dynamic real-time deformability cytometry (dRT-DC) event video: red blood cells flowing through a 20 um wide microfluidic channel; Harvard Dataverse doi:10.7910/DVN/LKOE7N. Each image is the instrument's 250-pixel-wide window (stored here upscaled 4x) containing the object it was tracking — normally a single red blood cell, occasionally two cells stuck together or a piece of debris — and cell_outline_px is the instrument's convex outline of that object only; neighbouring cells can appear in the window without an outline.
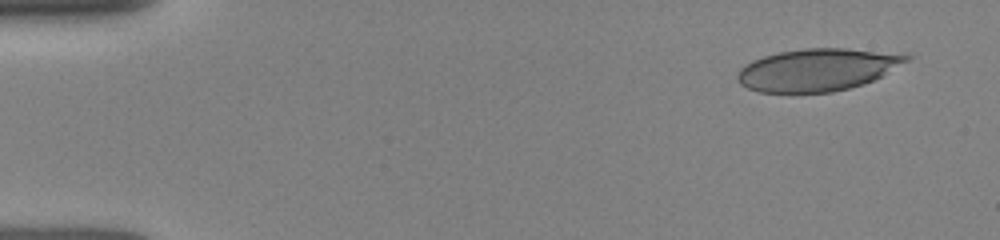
{"species": "human", "species_latin": "Homo sapiens", "temperature_condition": "room temperature", "stored_images_in_passage": 4, "camera_frame_rate_fps": 3000, "um_per_image_px": 0.085, "donor": {"sex": "female"}, "frame": {"image": 1, "passage_image": 1, "time_ms": 0.0, "image_size_px": [1000, 240], "cell_outline_px": [[912, 56], [908, 60], [880, 76], [864, 84], [832, 92], [760, 92], [748, 88], [740, 84], [736, 76], [740, 68], [752, 60], [764, 56], [780, 52], [804, 48], [844, 48]], "centroid_in_image_um": [69.4, 5.93], "position_along_channel_um": 15.6, "area_um2": 40.98}}
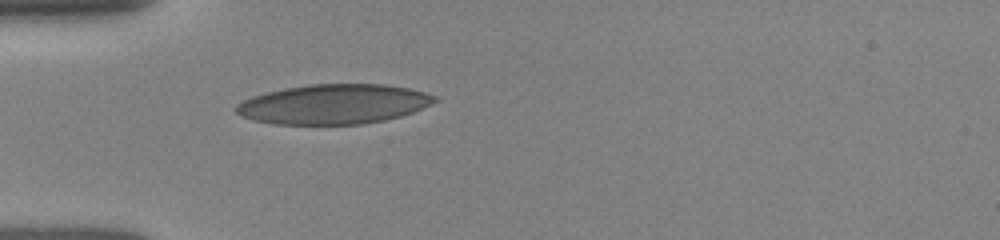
{"frame": {"image": 2, "passage_image": 4, "time_ms": 3.667, "image_size_px": [1000, 240], "cell_outline_px": [[440, 100], [412, 112], [400, 116], [384, 120], [364, 124], [272, 124], [240, 116], [236, 112], [236, 104], [252, 96], [284, 88], [308, 84], [384, 84], [408, 88], [424, 92], [436, 96]], "centroid_in_image_um": [28.37, 8.85], "position_along_channel_um": 56.6, "area_um2": 45.89}}